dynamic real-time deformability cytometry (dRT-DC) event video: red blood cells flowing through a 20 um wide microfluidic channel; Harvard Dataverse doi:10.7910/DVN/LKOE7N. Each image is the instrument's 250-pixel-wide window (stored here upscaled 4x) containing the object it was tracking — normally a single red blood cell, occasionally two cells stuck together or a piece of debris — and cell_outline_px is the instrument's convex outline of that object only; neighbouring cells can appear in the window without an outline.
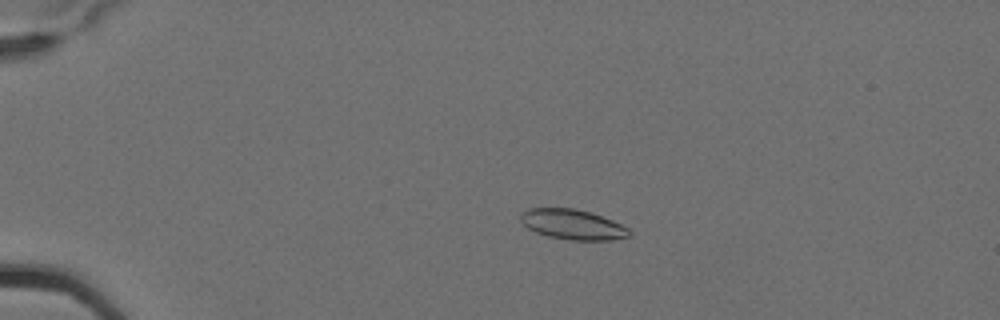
{"species": "Egyptian fruit bat (a non-hibernating species)", "species_latin": "Rousettus aegyptiacus", "temperature_condition": "cold", "stored_images_in_passage": 5, "camera_frame_rate_fps": 3000, "um_per_image_px": 0.085, "animal": {"sex": "female"}, "frame": {"image": 1, "passage_image": 4, "time_ms": 1.0, "image_size_px": [1000, 320], "cell_outline_px": [[632, 232], [628, 236], [612, 240], [568, 240], [548, 236], [536, 232], [528, 228], [520, 220], [520, 212], [528, 208], [572, 208], [588, 212], [612, 220], [628, 228]], "centroid_in_image_um": [48.64, 19.08], "position_along_channel_um": 36.4, "area_um2": 18.96}}